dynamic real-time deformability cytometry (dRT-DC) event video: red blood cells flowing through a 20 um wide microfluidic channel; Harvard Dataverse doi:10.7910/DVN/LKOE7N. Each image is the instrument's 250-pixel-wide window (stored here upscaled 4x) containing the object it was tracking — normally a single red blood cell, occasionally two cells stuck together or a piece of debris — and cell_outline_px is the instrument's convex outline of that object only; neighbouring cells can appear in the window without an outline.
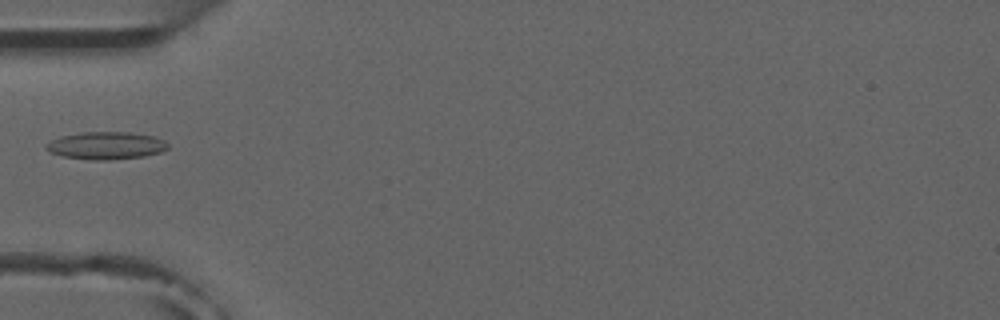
{"species": "common noctule bat (a hibernating species)", "species_latin": "Nyctalus noctula", "temperature_condition": "room temperature", "stored_images_in_passage": 1, "camera_frame_rate_fps": 3000, "um_per_image_px": 0.085, "animal": {"sex": "male", "forearm_length_mm": 52.5}, "frame": {"image": 1, "passage_image": 1, "time_ms": 0.0, "image_size_px": [1000, 320], "cell_outline_px": [[168, 148], [160, 152], [144, 156], [108, 160], [88, 160], [64, 156], [52, 152], [44, 148], [44, 144], [60, 136], [84, 132], [128, 132], [152, 136], [164, 140], [168, 144]], "centroid_in_image_um": [9.0, 12.37], "position_along_channel_um": 76.0, "area_um2": 19.42}}